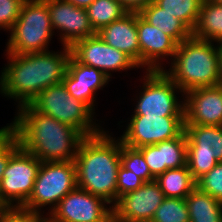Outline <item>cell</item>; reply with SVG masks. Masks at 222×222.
Here are the masks:
<instances>
[{
	"instance_id": "cell-1",
	"label": "cell",
	"mask_w": 222,
	"mask_h": 222,
	"mask_svg": "<svg viewBox=\"0 0 222 222\" xmlns=\"http://www.w3.org/2000/svg\"><path fill=\"white\" fill-rule=\"evenodd\" d=\"M6 55L8 63L1 70L0 93L16 100L19 109L30 104L47 87L63 81L71 52L70 47L63 46L62 52Z\"/></svg>"
},
{
	"instance_id": "cell-2",
	"label": "cell",
	"mask_w": 222,
	"mask_h": 222,
	"mask_svg": "<svg viewBox=\"0 0 222 222\" xmlns=\"http://www.w3.org/2000/svg\"><path fill=\"white\" fill-rule=\"evenodd\" d=\"M14 118L6 126L25 151L41 162L74 161L85 138L75 128L36 111L30 104L21 106Z\"/></svg>"
},
{
	"instance_id": "cell-3",
	"label": "cell",
	"mask_w": 222,
	"mask_h": 222,
	"mask_svg": "<svg viewBox=\"0 0 222 222\" xmlns=\"http://www.w3.org/2000/svg\"><path fill=\"white\" fill-rule=\"evenodd\" d=\"M103 130L85 137L76 158L77 187L105 200L111 207L117 201L118 169L121 166V139Z\"/></svg>"
},
{
	"instance_id": "cell-4",
	"label": "cell",
	"mask_w": 222,
	"mask_h": 222,
	"mask_svg": "<svg viewBox=\"0 0 222 222\" xmlns=\"http://www.w3.org/2000/svg\"><path fill=\"white\" fill-rule=\"evenodd\" d=\"M216 44L193 36L178 44L171 67L164 72L183 93L220 83L219 46Z\"/></svg>"
},
{
	"instance_id": "cell-5",
	"label": "cell",
	"mask_w": 222,
	"mask_h": 222,
	"mask_svg": "<svg viewBox=\"0 0 222 222\" xmlns=\"http://www.w3.org/2000/svg\"><path fill=\"white\" fill-rule=\"evenodd\" d=\"M7 53L27 54L47 51L54 35L48 0H25L18 20L9 30Z\"/></svg>"
},
{
	"instance_id": "cell-6",
	"label": "cell",
	"mask_w": 222,
	"mask_h": 222,
	"mask_svg": "<svg viewBox=\"0 0 222 222\" xmlns=\"http://www.w3.org/2000/svg\"><path fill=\"white\" fill-rule=\"evenodd\" d=\"M30 105L36 111L75 128L84 137L96 135L104 130L96 123L97 120L93 119L95 112L71 96L63 82L44 89Z\"/></svg>"
},
{
	"instance_id": "cell-7",
	"label": "cell",
	"mask_w": 222,
	"mask_h": 222,
	"mask_svg": "<svg viewBox=\"0 0 222 222\" xmlns=\"http://www.w3.org/2000/svg\"><path fill=\"white\" fill-rule=\"evenodd\" d=\"M77 187L74 161L41 162L33 190L21 207L23 210L43 214L41 208L49 205L50 212L70 191Z\"/></svg>"
},
{
	"instance_id": "cell-8",
	"label": "cell",
	"mask_w": 222,
	"mask_h": 222,
	"mask_svg": "<svg viewBox=\"0 0 222 222\" xmlns=\"http://www.w3.org/2000/svg\"><path fill=\"white\" fill-rule=\"evenodd\" d=\"M142 85L137 98L134 114L147 116H184V100L176 96L183 91L164 72L145 71ZM177 92V93H176ZM179 100V101H178Z\"/></svg>"
},
{
	"instance_id": "cell-9",
	"label": "cell",
	"mask_w": 222,
	"mask_h": 222,
	"mask_svg": "<svg viewBox=\"0 0 222 222\" xmlns=\"http://www.w3.org/2000/svg\"><path fill=\"white\" fill-rule=\"evenodd\" d=\"M41 161L20 147L9 159L0 184V208H21L30 197Z\"/></svg>"
},
{
	"instance_id": "cell-10",
	"label": "cell",
	"mask_w": 222,
	"mask_h": 222,
	"mask_svg": "<svg viewBox=\"0 0 222 222\" xmlns=\"http://www.w3.org/2000/svg\"><path fill=\"white\" fill-rule=\"evenodd\" d=\"M187 139L186 165L196 182L222 162V126L184 125Z\"/></svg>"
},
{
	"instance_id": "cell-11",
	"label": "cell",
	"mask_w": 222,
	"mask_h": 222,
	"mask_svg": "<svg viewBox=\"0 0 222 222\" xmlns=\"http://www.w3.org/2000/svg\"><path fill=\"white\" fill-rule=\"evenodd\" d=\"M129 121L119 138L135 149L173 139L184 131V116L131 115Z\"/></svg>"
},
{
	"instance_id": "cell-12",
	"label": "cell",
	"mask_w": 222,
	"mask_h": 222,
	"mask_svg": "<svg viewBox=\"0 0 222 222\" xmlns=\"http://www.w3.org/2000/svg\"><path fill=\"white\" fill-rule=\"evenodd\" d=\"M105 200L76 187L47 216L52 222H113V208Z\"/></svg>"
},
{
	"instance_id": "cell-13",
	"label": "cell",
	"mask_w": 222,
	"mask_h": 222,
	"mask_svg": "<svg viewBox=\"0 0 222 222\" xmlns=\"http://www.w3.org/2000/svg\"><path fill=\"white\" fill-rule=\"evenodd\" d=\"M70 52L78 62L97 68L109 78L113 71L139 68L128 55L109 46L98 34L75 42Z\"/></svg>"
},
{
	"instance_id": "cell-14",
	"label": "cell",
	"mask_w": 222,
	"mask_h": 222,
	"mask_svg": "<svg viewBox=\"0 0 222 222\" xmlns=\"http://www.w3.org/2000/svg\"><path fill=\"white\" fill-rule=\"evenodd\" d=\"M164 193L154 180L118 198L113 208V222H151Z\"/></svg>"
},
{
	"instance_id": "cell-15",
	"label": "cell",
	"mask_w": 222,
	"mask_h": 222,
	"mask_svg": "<svg viewBox=\"0 0 222 222\" xmlns=\"http://www.w3.org/2000/svg\"><path fill=\"white\" fill-rule=\"evenodd\" d=\"M48 11L53 30H59L62 46L71 47L75 42L97 34L86 9L65 0H48Z\"/></svg>"
},
{
	"instance_id": "cell-16",
	"label": "cell",
	"mask_w": 222,
	"mask_h": 222,
	"mask_svg": "<svg viewBox=\"0 0 222 222\" xmlns=\"http://www.w3.org/2000/svg\"><path fill=\"white\" fill-rule=\"evenodd\" d=\"M137 31L140 68L145 67L147 71L164 70L161 61L170 56L172 62L178 43L161 29L151 25L139 13H137Z\"/></svg>"
},
{
	"instance_id": "cell-17",
	"label": "cell",
	"mask_w": 222,
	"mask_h": 222,
	"mask_svg": "<svg viewBox=\"0 0 222 222\" xmlns=\"http://www.w3.org/2000/svg\"><path fill=\"white\" fill-rule=\"evenodd\" d=\"M184 125L222 126V87L218 84L184 93Z\"/></svg>"
},
{
	"instance_id": "cell-18",
	"label": "cell",
	"mask_w": 222,
	"mask_h": 222,
	"mask_svg": "<svg viewBox=\"0 0 222 222\" xmlns=\"http://www.w3.org/2000/svg\"><path fill=\"white\" fill-rule=\"evenodd\" d=\"M109 81L110 78L102 71L78 62L71 55L62 82L71 96L85 103L94 112L96 92L103 89Z\"/></svg>"
},
{
	"instance_id": "cell-19",
	"label": "cell",
	"mask_w": 222,
	"mask_h": 222,
	"mask_svg": "<svg viewBox=\"0 0 222 222\" xmlns=\"http://www.w3.org/2000/svg\"><path fill=\"white\" fill-rule=\"evenodd\" d=\"M151 175L156 179L168 169L186 166L187 139L183 131L178 137L138 148Z\"/></svg>"
},
{
	"instance_id": "cell-20",
	"label": "cell",
	"mask_w": 222,
	"mask_h": 222,
	"mask_svg": "<svg viewBox=\"0 0 222 222\" xmlns=\"http://www.w3.org/2000/svg\"><path fill=\"white\" fill-rule=\"evenodd\" d=\"M97 34L105 43L128 55L140 67L137 13L128 12L122 18L102 27Z\"/></svg>"
},
{
	"instance_id": "cell-21",
	"label": "cell",
	"mask_w": 222,
	"mask_h": 222,
	"mask_svg": "<svg viewBox=\"0 0 222 222\" xmlns=\"http://www.w3.org/2000/svg\"><path fill=\"white\" fill-rule=\"evenodd\" d=\"M139 14L151 25L171 36L178 44L192 37V30L183 21L160 8L155 2L144 7Z\"/></svg>"
},
{
	"instance_id": "cell-22",
	"label": "cell",
	"mask_w": 222,
	"mask_h": 222,
	"mask_svg": "<svg viewBox=\"0 0 222 222\" xmlns=\"http://www.w3.org/2000/svg\"><path fill=\"white\" fill-rule=\"evenodd\" d=\"M192 36L211 42H222V4L203 0Z\"/></svg>"
},
{
	"instance_id": "cell-23",
	"label": "cell",
	"mask_w": 222,
	"mask_h": 222,
	"mask_svg": "<svg viewBox=\"0 0 222 222\" xmlns=\"http://www.w3.org/2000/svg\"><path fill=\"white\" fill-rule=\"evenodd\" d=\"M190 222H222V202L195 187L185 198Z\"/></svg>"
},
{
	"instance_id": "cell-24",
	"label": "cell",
	"mask_w": 222,
	"mask_h": 222,
	"mask_svg": "<svg viewBox=\"0 0 222 222\" xmlns=\"http://www.w3.org/2000/svg\"><path fill=\"white\" fill-rule=\"evenodd\" d=\"M155 181L159 184L165 197L185 199L196 187L187 165L168 169L160 174Z\"/></svg>"
},
{
	"instance_id": "cell-25",
	"label": "cell",
	"mask_w": 222,
	"mask_h": 222,
	"mask_svg": "<svg viewBox=\"0 0 222 222\" xmlns=\"http://www.w3.org/2000/svg\"><path fill=\"white\" fill-rule=\"evenodd\" d=\"M86 11L96 32L128 13L118 0H95Z\"/></svg>"
},
{
	"instance_id": "cell-26",
	"label": "cell",
	"mask_w": 222,
	"mask_h": 222,
	"mask_svg": "<svg viewBox=\"0 0 222 222\" xmlns=\"http://www.w3.org/2000/svg\"><path fill=\"white\" fill-rule=\"evenodd\" d=\"M154 2L183 21L192 31L195 29L203 0H155Z\"/></svg>"
},
{
	"instance_id": "cell-27",
	"label": "cell",
	"mask_w": 222,
	"mask_h": 222,
	"mask_svg": "<svg viewBox=\"0 0 222 222\" xmlns=\"http://www.w3.org/2000/svg\"><path fill=\"white\" fill-rule=\"evenodd\" d=\"M151 222H190L185 199L165 197Z\"/></svg>"
},
{
	"instance_id": "cell-28",
	"label": "cell",
	"mask_w": 222,
	"mask_h": 222,
	"mask_svg": "<svg viewBox=\"0 0 222 222\" xmlns=\"http://www.w3.org/2000/svg\"><path fill=\"white\" fill-rule=\"evenodd\" d=\"M120 160L121 165L125 169L133 172L145 183L155 180V178L151 175L149 166L147 165L142 153L138 149L131 148L122 144V141Z\"/></svg>"
},
{
	"instance_id": "cell-29",
	"label": "cell",
	"mask_w": 222,
	"mask_h": 222,
	"mask_svg": "<svg viewBox=\"0 0 222 222\" xmlns=\"http://www.w3.org/2000/svg\"><path fill=\"white\" fill-rule=\"evenodd\" d=\"M196 187L222 202V162L196 181Z\"/></svg>"
},
{
	"instance_id": "cell-30",
	"label": "cell",
	"mask_w": 222,
	"mask_h": 222,
	"mask_svg": "<svg viewBox=\"0 0 222 222\" xmlns=\"http://www.w3.org/2000/svg\"><path fill=\"white\" fill-rule=\"evenodd\" d=\"M17 136L7 127L0 128V184L11 156L20 148Z\"/></svg>"
},
{
	"instance_id": "cell-31",
	"label": "cell",
	"mask_w": 222,
	"mask_h": 222,
	"mask_svg": "<svg viewBox=\"0 0 222 222\" xmlns=\"http://www.w3.org/2000/svg\"><path fill=\"white\" fill-rule=\"evenodd\" d=\"M25 0H0V30L7 32L18 20L22 5Z\"/></svg>"
},
{
	"instance_id": "cell-32",
	"label": "cell",
	"mask_w": 222,
	"mask_h": 222,
	"mask_svg": "<svg viewBox=\"0 0 222 222\" xmlns=\"http://www.w3.org/2000/svg\"><path fill=\"white\" fill-rule=\"evenodd\" d=\"M144 183L145 182L141 178L121 165L118 169L117 200L126 193L137 190Z\"/></svg>"
},
{
	"instance_id": "cell-33",
	"label": "cell",
	"mask_w": 222,
	"mask_h": 222,
	"mask_svg": "<svg viewBox=\"0 0 222 222\" xmlns=\"http://www.w3.org/2000/svg\"><path fill=\"white\" fill-rule=\"evenodd\" d=\"M43 217L22 208H0V222H40Z\"/></svg>"
},
{
	"instance_id": "cell-34",
	"label": "cell",
	"mask_w": 222,
	"mask_h": 222,
	"mask_svg": "<svg viewBox=\"0 0 222 222\" xmlns=\"http://www.w3.org/2000/svg\"><path fill=\"white\" fill-rule=\"evenodd\" d=\"M155 0H118V2L128 11L139 13L144 7Z\"/></svg>"
},
{
	"instance_id": "cell-35",
	"label": "cell",
	"mask_w": 222,
	"mask_h": 222,
	"mask_svg": "<svg viewBox=\"0 0 222 222\" xmlns=\"http://www.w3.org/2000/svg\"><path fill=\"white\" fill-rule=\"evenodd\" d=\"M68 1L72 4H74L75 6L79 7V8H84L86 9L88 6H90L95 0H65Z\"/></svg>"
},
{
	"instance_id": "cell-36",
	"label": "cell",
	"mask_w": 222,
	"mask_h": 222,
	"mask_svg": "<svg viewBox=\"0 0 222 222\" xmlns=\"http://www.w3.org/2000/svg\"><path fill=\"white\" fill-rule=\"evenodd\" d=\"M219 46V61H220V71L222 77V42L218 43Z\"/></svg>"
},
{
	"instance_id": "cell-37",
	"label": "cell",
	"mask_w": 222,
	"mask_h": 222,
	"mask_svg": "<svg viewBox=\"0 0 222 222\" xmlns=\"http://www.w3.org/2000/svg\"><path fill=\"white\" fill-rule=\"evenodd\" d=\"M46 216V217H45ZM41 220L40 222H52L47 215H45Z\"/></svg>"
},
{
	"instance_id": "cell-38",
	"label": "cell",
	"mask_w": 222,
	"mask_h": 222,
	"mask_svg": "<svg viewBox=\"0 0 222 222\" xmlns=\"http://www.w3.org/2000/svg\"><path fill=\"white\" fill-rule=\"evenodd\" d=\"M211 1L222 4V0H211Z\"/></svg>"
},
{
	"instance_id": "cell-39",
	"label": "cell",
	"mask_w": 222,
	"mask_h": 222,
	"mask_svg": "<svg viewBox=\"0 0 222 222\" xmlns=\"http://www.w3.org/2000/svg\"><path fill=\"white\" fill-rule=\"evenodd\" d=\"M219 85L222 87V77H221V79H220Z\"/></svg>"
}]
</instances>
